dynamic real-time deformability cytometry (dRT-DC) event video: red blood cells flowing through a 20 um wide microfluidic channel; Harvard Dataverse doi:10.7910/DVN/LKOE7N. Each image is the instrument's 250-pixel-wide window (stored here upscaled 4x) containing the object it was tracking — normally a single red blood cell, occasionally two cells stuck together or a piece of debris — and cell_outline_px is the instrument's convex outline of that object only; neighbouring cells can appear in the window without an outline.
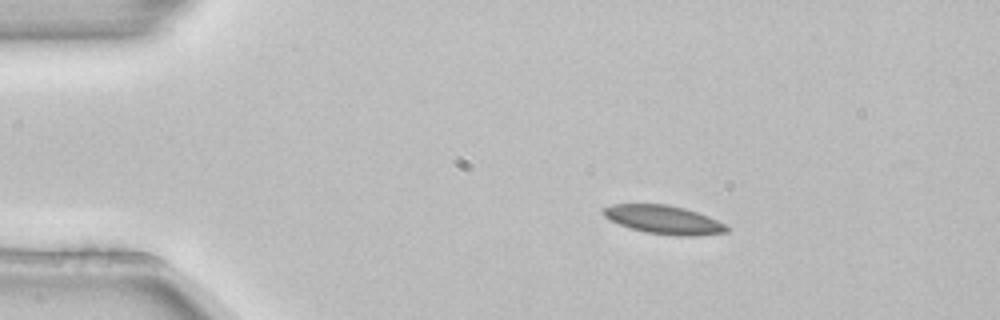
{"species": "common noctule bat (a hibernating species)", "species_latin": "Nyctalus noctula", "temperature_condition": "room temperature", "stored_images_in_passage": 6, "camera_frame_rate_fps": 3000, "um_per_image_px": 0.085, "animal": {"sex": "female", "body_mass_g": 22.7, "forearm_length_mm": 54.2}, "frame": {"image": 1, "passage_image": 1, "time_ms": 0.0, "image_size_px": [1000, 320], "cell_outline_px": [[728, 232], [696, 236], [676, 236], [644, 232], [628, 228], [608, 220], [600, 212], [604, 208], [612, 204], [668, 204], [684, 208], [708, 216], [724, 224], [728, 228]], "centroid_in_image_um": [56.36, 18.68], "position_along_channel_um": 28.6, "area_um2": 20.69}}
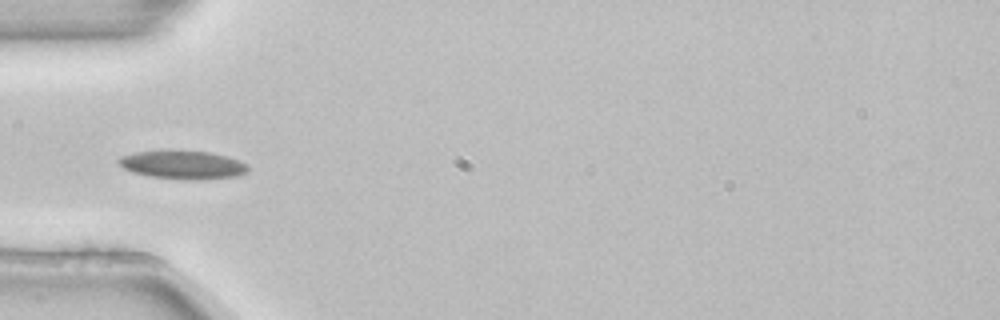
{"frame": {"image": 2, "passage_image": 3, "time_ms": 0.667, "image_size_px": [1000, 320], "cell_outline_px": [[248, 172], [236, 176], [196, 180], [192, 180], [148, 176], [132, 172], [124, 168], [116, 160], [120, 156], [136, 152], [160, 148], [172, 148], [212, 152], [228, 156], [240, 160], [248, 164]], "centroid_in_image_um": [15.52, 13.96], "position_along_channel_um": 69.5, "area_um2": 22.31}}